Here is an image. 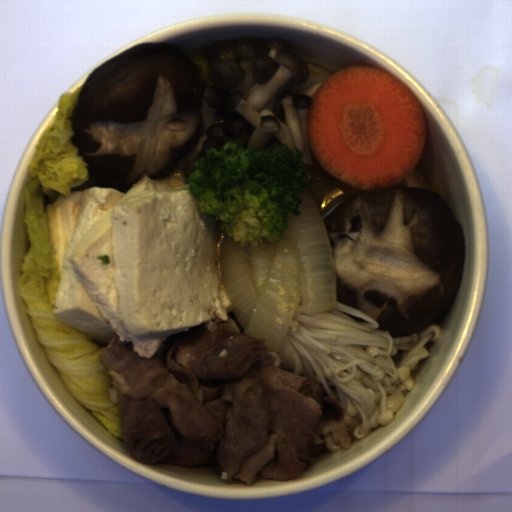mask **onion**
Returning <instances> with one entry per match:
<instances>
[{
  "label": "onion",
  "mask_w": 512,
  "mask_h": 512,
  "mask_svg": "<svg viewBox=\"0 0 512 512\" xmlns=\"http://www.w3.org/2000/svg\"><path fill=\"white\" fill-rule=\"evenodd\" d=\"M300 215H286L287 228L275 242L242 246L227 234L219 246L220 281L232 321L246 336L266 338L280 352L299 302L303 313L335 308L337 281L324 216L308 187Z\"/></svg>",
  "instance_id": "1"
}]
</instances>
